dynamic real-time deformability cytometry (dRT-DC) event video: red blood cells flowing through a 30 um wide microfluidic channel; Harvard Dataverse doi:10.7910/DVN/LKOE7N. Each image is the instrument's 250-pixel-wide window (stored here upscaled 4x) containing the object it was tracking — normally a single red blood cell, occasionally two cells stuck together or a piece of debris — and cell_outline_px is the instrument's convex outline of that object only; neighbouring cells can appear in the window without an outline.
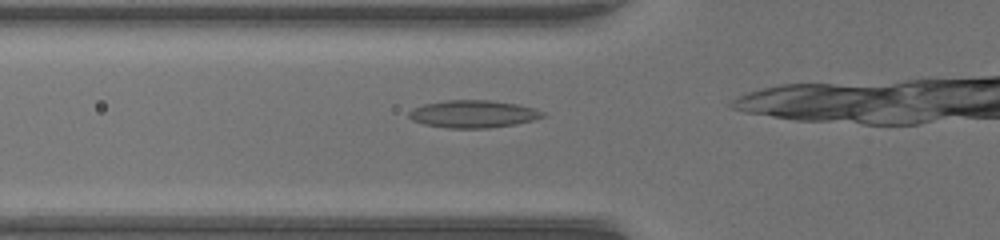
{"species": "common noctule bat (a hibernating species)", "species_latin": "Nyctalus noctula", "temperature_condition": "warm", "stored_images_in_passage": 7, "camera_frame_rate_fps": 3000, "um_per_image_px": 0.085, "animal": {"sex": "female", "body_mass_g": 17.0, "forearm_length_mm": 48.0}, "frame": {"image": 1, "passage_image": 3, "time_ms": 0.667, "image_size_px": [1000, 240], "cell_outline_px": [[544, 116], [532, 120], [516, 124], [488, 128], [448, 128], [424, 124], [412, 120], [408, 116], [408, 112], [412, 108], [424, 104], [448, 100], [492, 100], [516, 104], [536, 108], [544, 112]], "centroid_in_image_um": [40.21, 9.68], "position_along_channel_um": 85.6, "area_um2": 21.44}}
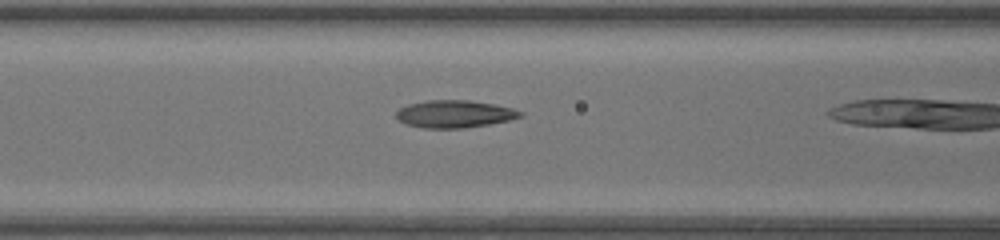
{"frame": {"image": 2, "passage_image": 6, "time_ms": 1.667, "image_size_px": [1000, 240], "cell_outline_px": [[524, 116], [508, 120], [488, 124], [464, 128], [424, 128], [408, 124], [400, 120], [396, 116], [396, 112], [400, 108], [408, 104], [428, 100], [468, 100], [496, 104], [512, 108], [524, 112]], "centroid_in_image_um": [38.67, 9.68], "position_along_channel_um": 127.9, "area_um2": 19.77}}